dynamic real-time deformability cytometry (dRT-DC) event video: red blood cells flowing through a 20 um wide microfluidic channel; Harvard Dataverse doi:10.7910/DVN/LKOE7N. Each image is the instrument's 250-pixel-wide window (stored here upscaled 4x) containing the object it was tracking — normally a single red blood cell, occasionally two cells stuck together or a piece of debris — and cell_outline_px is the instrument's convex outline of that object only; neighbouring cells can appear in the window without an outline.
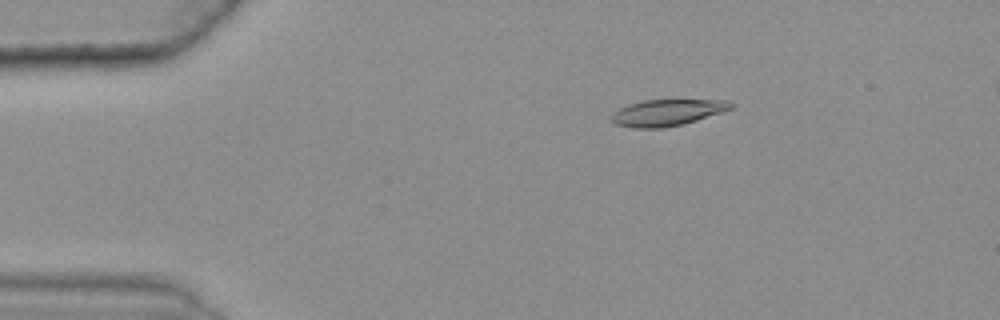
{"species": "common noctule bat (a hibernating species)", "species_latin": "Nyctalus noctula", "temperature_condition": "warm", "stored_images_in_passage": 50, "camera_frame_rate_fps": 3000, "um_per_image_px": 0.085, "animal": {"sex": "female", "body_mass_g": 25.1}, "frame": {"image": 1, "passage_image": 10, "time_ms": 3.0, "image_size_px": [1000, 320], "cell_outline_px": [[736, 104], [732, 108], [684, 124], [660, 128], [632, 128], [616, 124], [608, 120], [620, 108], [628, 104], [644, 100], [728, 100]], "centroid_in_image_um": [56.7, 9.57], "position_along_channel_um": 28.3, "area_um2": 18.26}}
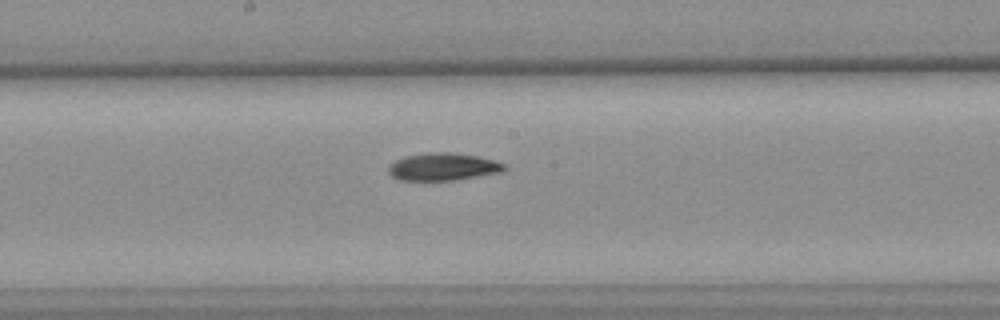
{"frame": {"image": 2, "passage_image": 30, "time_ms": 9.667, "image_size_px": [1000, 320], "cell_outline_px": [[508, 168], [500, 172], [456, 180], [400, 180], [392, 176], [388, 172], [388, 164], [404, 156], [432, 152], [448, 152], [480, 156], [504, 164]], "centroid_in_image_um": [37.63, 14.17], "position_along_channel_um": 210.6, "area_um2": 18.55}}
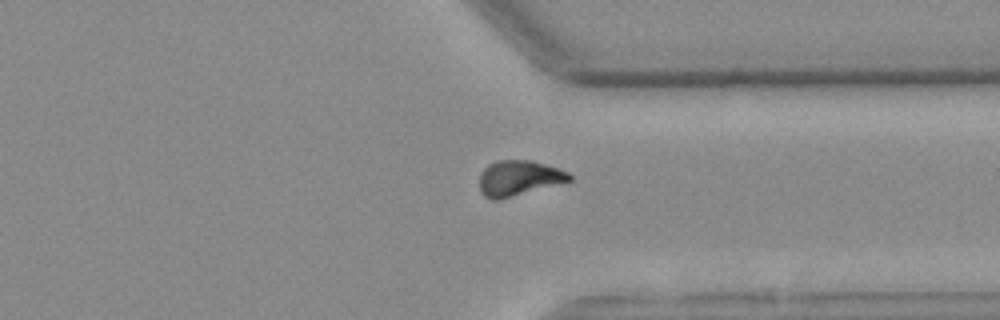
{"frame": {"image": 3, "passage_image": 43, "time_ms": 14.0, "image_size_px": [1000, 320], "cell_outline_px": [[572, 180], [500, 200], [492, 200], [484, 196], [480, 192], [480, 172], [488, 164], [496, 160], [532, 160], [560, 168], [568, 172], [572, 176]], "centroid_in_image_um": [44.08, 15.13], "position_along_channel_um": 367.3, "area_um2": 18.73}}